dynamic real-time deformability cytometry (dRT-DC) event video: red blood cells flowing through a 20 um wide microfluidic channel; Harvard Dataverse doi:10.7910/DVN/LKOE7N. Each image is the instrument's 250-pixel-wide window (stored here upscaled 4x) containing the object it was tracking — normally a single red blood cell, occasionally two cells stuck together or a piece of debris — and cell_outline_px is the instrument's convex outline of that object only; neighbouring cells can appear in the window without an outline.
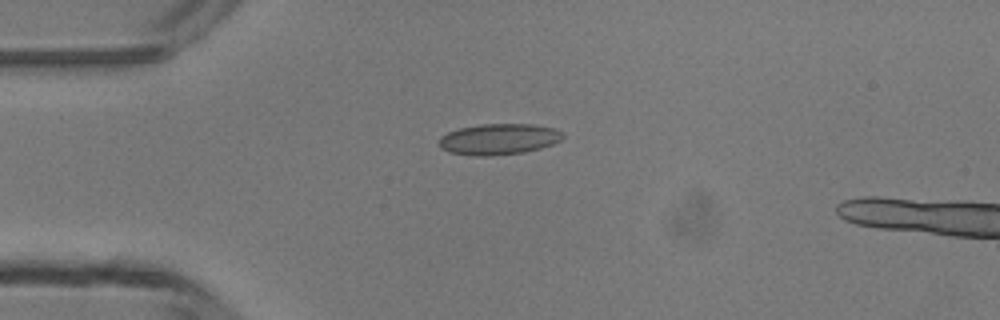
{"species": "common noctule bat (a hibernating species)", "species_latin": "Nyctalus noctula", "temperature_condition": "room temperature", "stored_images_in_passage": 2, "camera_frame_rate_fps": 3000, "um_per_image_px": 0.085, "animal": {"sex": "male", "body_mass_g": 13.3}, "frame": {"image": 1, "passage_image": 1, "time_ms": 0.0, "image_size_px": [1000, 320], "cell_outline_px": [[564, 136], [560, 140], [552, 144], [540, 148], [524, 152], [488, 156], [476, 156], [448, 152], [440, 148], [436, 144], [440, 136], [448, 132], [460, 128], [480, 124], [532, 124], [556, 128], [564, 132]], "centroid_in_image_um": [42.37, 11.82], "position_along_channel_um": 42.6, "area_um2": 22.6}}